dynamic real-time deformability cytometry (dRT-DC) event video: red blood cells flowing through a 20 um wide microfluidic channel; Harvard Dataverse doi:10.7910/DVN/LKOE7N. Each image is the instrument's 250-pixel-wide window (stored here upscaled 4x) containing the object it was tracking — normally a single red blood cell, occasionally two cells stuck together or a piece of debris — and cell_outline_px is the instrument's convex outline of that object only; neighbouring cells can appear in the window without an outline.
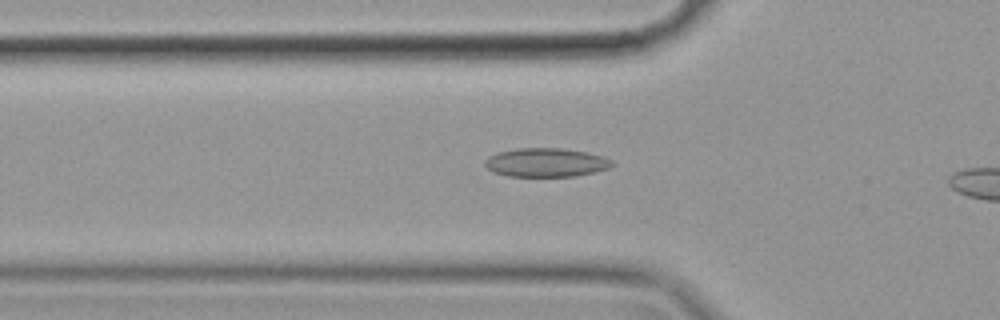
{"species": "common noctule bat (a hibernating species)", "species_latin": "Nyctalus noctula", "temperature_condition": "cold", "stored_images_in_passage": 9, "camera_frame_rate_fps": 3000, "um_per_image_px": 0.085, "animal": {"sex": "female", "body_mass_g": 19.9}, "frame": {"image": 1, "passage_image": 7, "time_ms": 2.0, "image_size_px": [1000, 320], "cell_outline_px": [[616, 164], [608, 168], [596, 172], [572, 176], [508, 176], [492, 172], [484, 164], [484, 160], [488, 156], [500, 152], [516, 148], [560, 148], [584, 152], [600, 156], [612, 160]], "centroid_in_image_um": [46.39, 13.81], "position_along_channel_um": 79.4, "area_um2": 21.21}}